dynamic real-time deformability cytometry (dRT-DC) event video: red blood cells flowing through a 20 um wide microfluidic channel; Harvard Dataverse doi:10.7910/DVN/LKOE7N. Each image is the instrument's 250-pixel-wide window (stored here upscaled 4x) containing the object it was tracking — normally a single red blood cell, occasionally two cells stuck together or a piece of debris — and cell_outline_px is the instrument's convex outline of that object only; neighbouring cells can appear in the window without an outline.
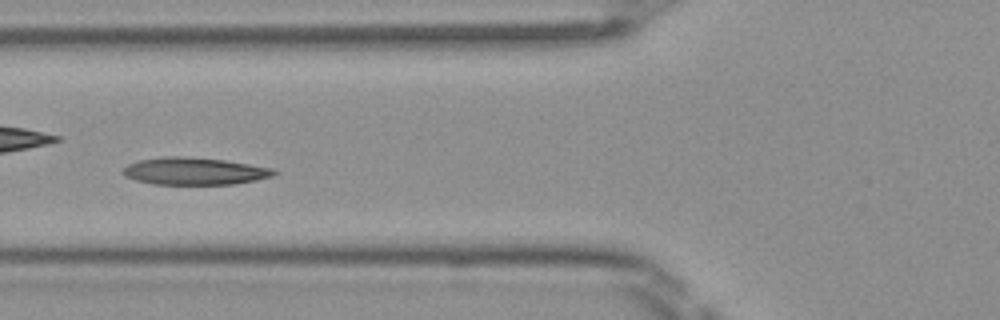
{"species": "Egyptian fruit bat (a non-hibernating species)", "species_latin": "Rousettus aegyptiacus", "temperature_condition": "room temperature", "stored_images_in_passage": 6, "camera_frame_rate_fps": 3000, "um_per_image_px": 0.085, "frame": {"image": 1, "passage_image": 6, "time_ms": 1.667, "image_size_px": [1000, 320], "cell_outline_px": [[276, 176], [236, 184], [152, 184], [136, 180], [124, 176], [120, 172], [128, 164], [140, 160], [160, 156], [180, 156], [224, 160], [272, 168], [276, 172]], "centroid_in_image_um": [16.51, 14.55], "position_along_channel_um": 109.3, "area_um2": 24.04}}